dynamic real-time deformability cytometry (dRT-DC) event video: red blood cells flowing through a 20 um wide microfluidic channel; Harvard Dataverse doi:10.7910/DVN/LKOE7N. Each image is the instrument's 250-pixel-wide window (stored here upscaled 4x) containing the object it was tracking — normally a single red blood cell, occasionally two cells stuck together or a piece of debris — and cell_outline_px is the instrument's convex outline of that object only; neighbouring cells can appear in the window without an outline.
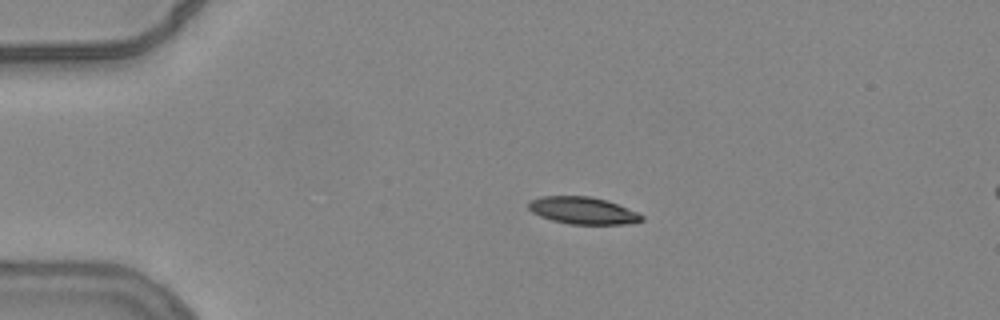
{"species": "common noctule bat (a hibernating species)", "species_latin": "Nyctalus noctula", "temperature_condition": "warm", "stored_images_in_passage": 7, "camera_frame_rate_fps": 3000, "um_per_image_px": 0.085, "animal": {"sex": "female", "body_mass_g": 24.6, "forearm_length_mm": 56.2}, "frame": {"image": 1, "passage_image": 1, "time_ms": 0.0, "image_size_px": [1000, 320], "cell_outline_px": [[644, 220], [624, 224], [568, 224], [552, 220], [540, 216], [532, 212], [528, 208], [528, 200], [544, 196], [592, 196], [608, 200], [636, 212], [644, 216]], "centroid_in_image_um": [49.52, 17.89], "position_along_channel_um": 35.5, "area_um2": 17.92}}